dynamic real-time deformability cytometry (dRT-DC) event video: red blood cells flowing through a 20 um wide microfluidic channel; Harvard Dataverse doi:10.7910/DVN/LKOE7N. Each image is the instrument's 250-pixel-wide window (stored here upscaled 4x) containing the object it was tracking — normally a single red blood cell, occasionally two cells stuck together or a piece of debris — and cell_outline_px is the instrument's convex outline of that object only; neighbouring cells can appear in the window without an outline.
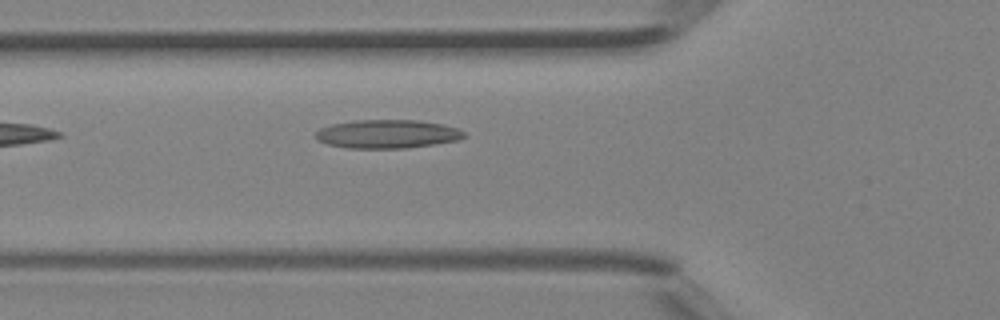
{"species": "Egyptian fruit bat (a non-hibernating species)", "species_latin": "Rousettus aegyptiacus", "temperature_condition": "room temperature", "stored_images_in_passage": 5, "camera_frame_rate_fps": 3000, "um_per_image_px": 0.085, "animal": {"sex": "female"}, "frame": {"image": 1, "passage_image": 5, "time_ms": 1.333, "image_size_px": [1000, 320], "cell_outline_px": [[464, 136], [456, 140], [432, 144], [404, 148], [348, 148], [328, 144], [316, 140], [316, 132], [320, 128], [332, 124], [356, 120], [420, 120], [444, 124], [456, 128], [464, 132]], "centroid_in_image_um": [32.89, 11.38], "position_along_channel_um": 92.9, "area_um2": 24.51}}